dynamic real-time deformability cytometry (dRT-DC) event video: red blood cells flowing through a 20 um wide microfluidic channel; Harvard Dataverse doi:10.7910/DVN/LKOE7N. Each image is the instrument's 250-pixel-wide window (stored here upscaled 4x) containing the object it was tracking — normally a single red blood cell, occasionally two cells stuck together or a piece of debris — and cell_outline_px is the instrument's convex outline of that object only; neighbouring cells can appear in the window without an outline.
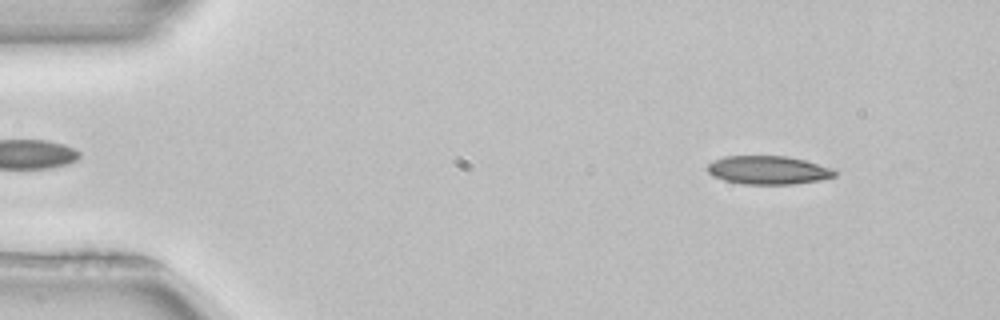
{"species": "common noctule bat (a hibernating species)", "species_latin": "Nyctalus noctula", "temperature_condition": "room temperature", "stored_images_in_passage": 51, "camera_frame_rate_fps": 3000, "um_per_image_px": 0.085, "animal": {"sex": "female", "body_mass_g": 22.7, "forearm_length_mm": 54.2}, "frame": {"image": 1, "passage_image": 5, "time_ms": 1.333, "image_size_px": [1000, 320], "cell_outline_px": [[836, 176], [820, 180], [792, 184], [744, 184], [724, 180], [712, 176], [708, 172], [708, 164], [724, 156], [788, 156], [804, 160], [832, 168], [836, 172]], "centroid_in_image_um": [65.3, 14.46], "position_along_channel_um": 19.7, "area_um2": 20.98}}
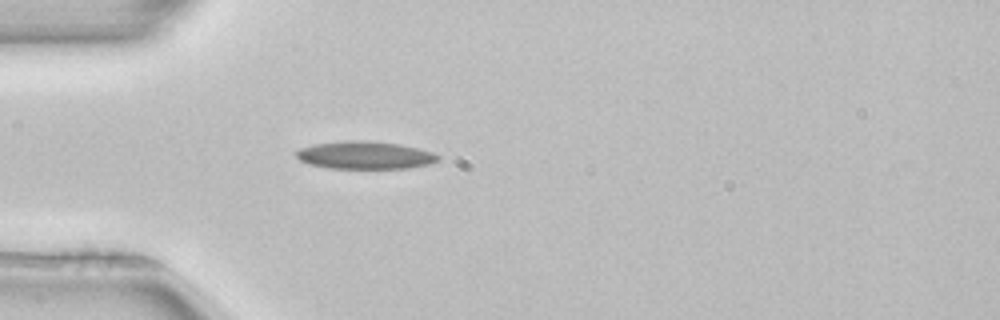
{"frame": {"image": 2, "passage_image": 14, "time_ms": 4.333, "image_size_px": [1000, 320], "cell_outline_px": [[440, 160], [432, 164], [408, 168], [328, 168], [308, 164], [300, 160], [296, 156], [296, 152], [300, 148], [312, 144], [348, 140], [360, 140], [400, 144], [432, 152], [440, 156]], "centroid_in_image_um": [31.02, 13.19], "position_along_channel_um": 54.0, "area_um2": 22.95}}
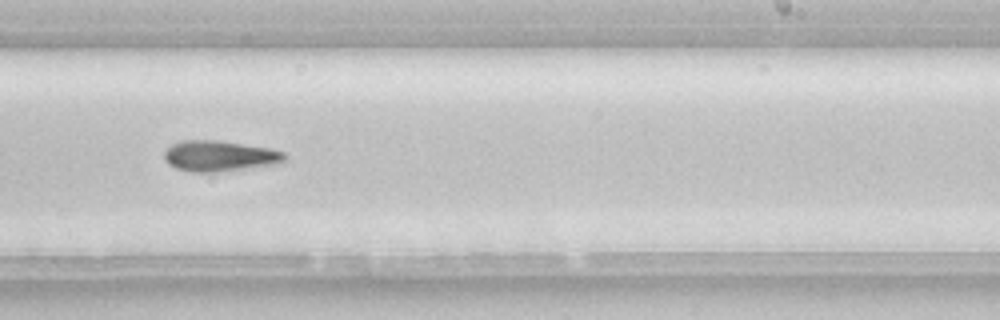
{"frame": {"image": 3, "passage_image": 31, "time_ms": 10.0, "image_size_px": [1000, 320], "cell_outline_px": [[288, 156], [280, 164], [212, 172], [188, 172], [176, 168], [168, 164], [164, 160], [164, 152], [172, 144], [180, 140], [216, 140], [268, 148], [284, 152]], "centroid_in_image_um": [18.64, 13.26], "position_along_channel_um": 270.4, "area_um2": 21.56}, "authors_computed_cell_mechanics": {"area_um2": 20.9814, "velocity_mm_per_s": 3.9513, "shape_relaxation_time_tau1_ms": 9.227, "shape_relaxation_time_tau2_ms": null, "deformation_change_tau1": 0.2111, "deformation_change_tau2": null}}